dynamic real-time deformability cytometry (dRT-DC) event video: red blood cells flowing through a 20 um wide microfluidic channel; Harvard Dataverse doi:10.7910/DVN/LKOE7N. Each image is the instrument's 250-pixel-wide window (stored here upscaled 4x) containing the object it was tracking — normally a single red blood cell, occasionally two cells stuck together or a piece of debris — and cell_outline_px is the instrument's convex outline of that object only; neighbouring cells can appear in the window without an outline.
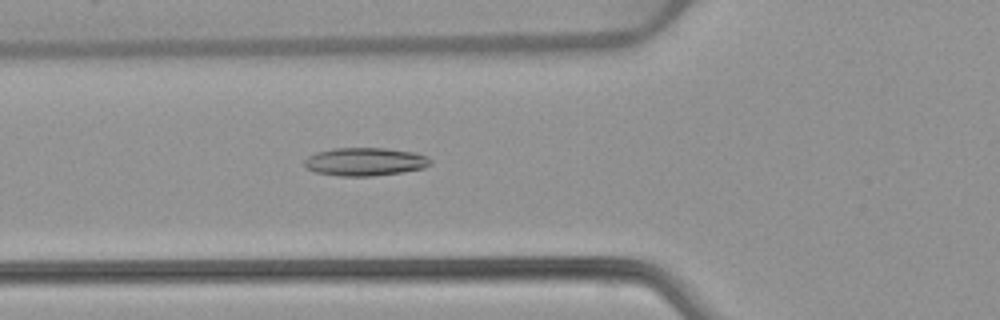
{"species": "common noctule bat (a hibernating species)", "species_latin": "Nyctalus noctula", "temperature_condition": "warm", "stored_images_in_passage": 53, "camera_frame_rate_fps": 3000, "um_per_image_px": 0.085, "animal": {"sex": "female", "body_mass_g": 22.7, "forearm_length_mm": 54.2}, "frame": {"image": 1, "passage_image": 20, "time_ms": 6.333, "image_size_px": [1000, 320], "cell_outline_px": [[432, 164], [424, 168], [400, 172], [372, 176], [340, 176], [316, 172], [308, 168], [304, 164], [304, 160], [308, 156], [316, 152], [332, 148], [384, 148], [416, 152], [432, 160]], "centroid_in_image_um": [31.03, 13.74], "position_along_channel_um": 94.8, "area_um2": 20.63}}
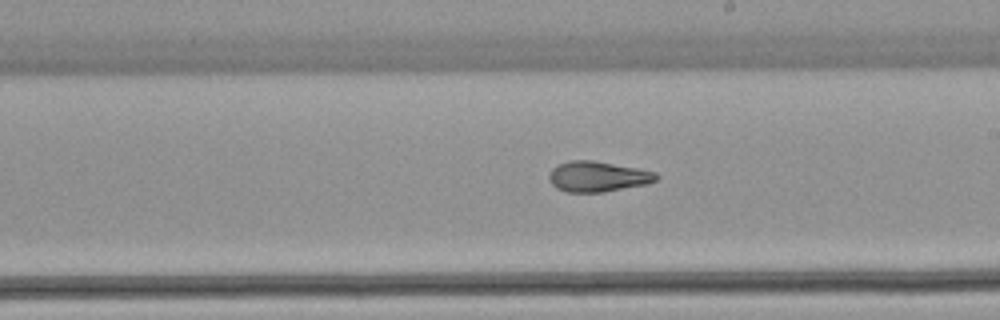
{"frame": {"image": 2, "passage_image": 31, "time_ms": 10.0, "image_size_px": [1000, 320], "cell_outline_px": [[660, 176], [656, 180], [648, 184], [600, 192], [568, 192], [556, 188], [552, 184], [548, 176], [552, 168], [556, 164], [568, 160], [592, 160], [636, 168], [656, 172]], "centroid_in_image_um": [50.79, 15.0], "position_along_channel_um": 238.2, "area_um2": 19.02}}
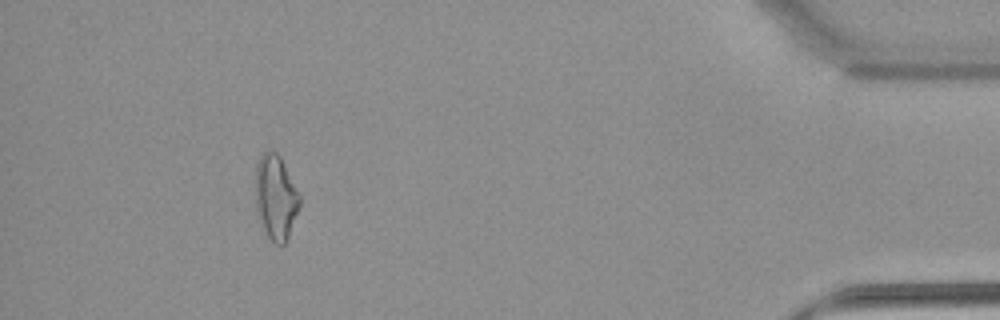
{"frame": {"image": 3, "passage_image": 49, "time_ms": 16.0, "image_size_px": [1000, 320], "cell_outline_px": [[300, 204], [288, 236], [284, 244], [276, 244], [268, 236], [260, 220], [256, 208], [256, 164], [260, 156], [264, 152], [276, 152], [280, 156], [300, 196]], "centroid_in_image_um": [23.43, 16.75], "position_along_channel_um": 411.8, "area_um2": 21.21}, "authors_computed_cell_mechanics": {"area_um2": 20.1722, "velocity_mm_per_s": 3.9047, "shape_relaxation_time_tau1_ms": 7.2437, "shape_relaxation_time_tau2_ms": 2.2505, "deformation_change_tau1": 0.2128, "deformation_change_tau2": 0.1108}}